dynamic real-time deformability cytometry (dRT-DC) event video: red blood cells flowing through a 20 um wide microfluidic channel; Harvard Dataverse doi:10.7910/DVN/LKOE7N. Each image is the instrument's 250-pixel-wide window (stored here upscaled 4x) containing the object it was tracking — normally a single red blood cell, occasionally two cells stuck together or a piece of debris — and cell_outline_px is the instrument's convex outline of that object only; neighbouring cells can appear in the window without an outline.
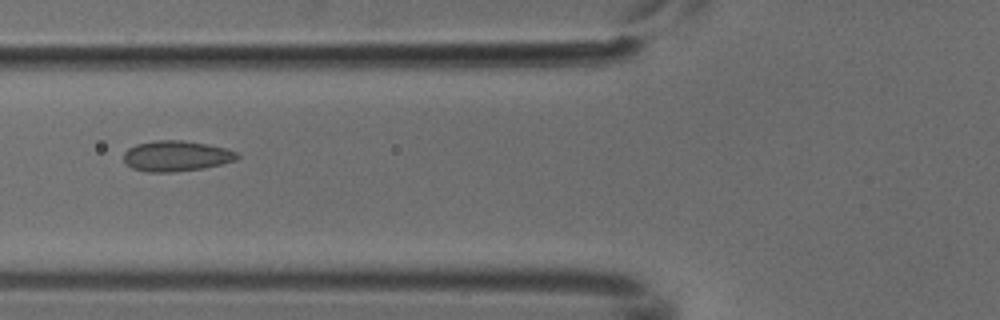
{"species": "common noctule bat (a hibernating species)", "species_latin": "Nyctalus noctula", "temperature_condition": "cold", "stored_images_in_passage": 3, "camera_frame_rate_fps": 3000, "um_per_image_px": 0.085, "animal": {"sex": "male", "body_mass_g": 18.8}, "frame": {"image": 1, "passage_image": 2, "time_ms": 0.333, "image_size_px": [1000, 320], "cell_outline_px": [[240, 156], [236, 160], [204, 168], [172, 172], [148, 172], [132, 168], [124, 164], [124, 152], [128, 148], [136, 144], [156, 140], [180, 140], [208, 144], [224, 148], [236, 152]], "centroid_in_image_um": [14.95, 13.26], "position_along_channel_um": 110.9, "area_um2": 20.23}}
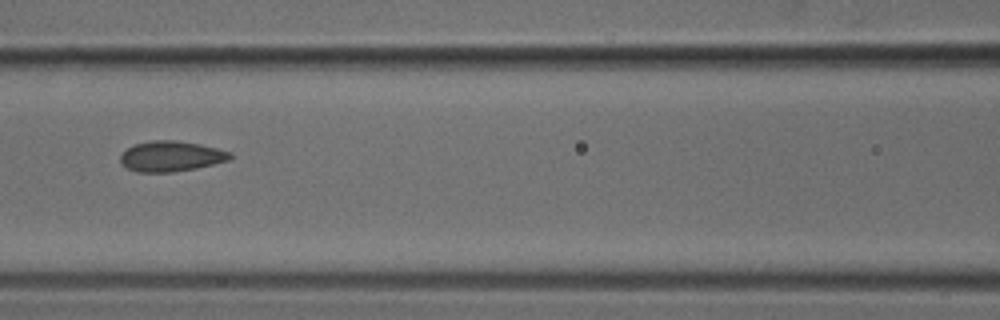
{"frame": {"image": 2, "passage_image": 3, "time_ms": 0.667, "image_size_px": [1000, 320], "cell_outline_px": [[232, 160], [196, 168], [172, 172], [136, 172], [128, 168], [120, 160], [120, 156], [128, 148], [136, 144], [152, 140], [176, 140], [200, 144], [232, 152]], "centroid_in_image_um": [14.59, 13.28], "position_along_channel_um": 152.0, "area_um2": 19.42}}